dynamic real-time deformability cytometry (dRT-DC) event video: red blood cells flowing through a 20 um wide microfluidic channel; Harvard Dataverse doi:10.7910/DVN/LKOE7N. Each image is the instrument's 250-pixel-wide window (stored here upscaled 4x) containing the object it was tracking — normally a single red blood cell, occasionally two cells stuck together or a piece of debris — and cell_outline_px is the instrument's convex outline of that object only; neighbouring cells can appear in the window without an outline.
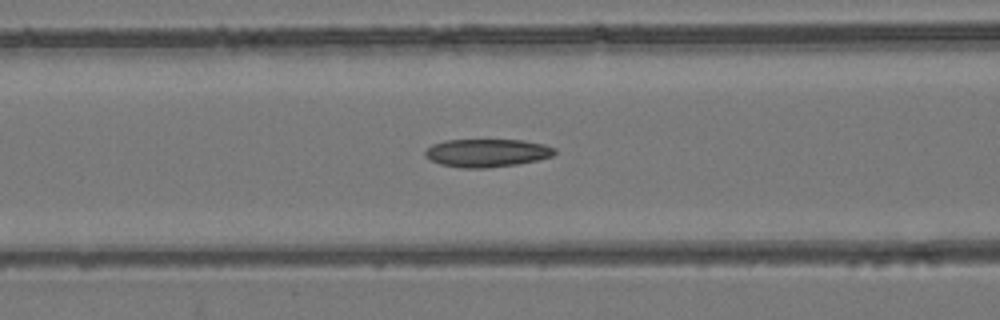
{"species": "common noctule bat (a hibernating species)", "species_latin": "Nyctalus noctula", "temperature_condition": "room temperature", "stored_images_in_passage": 54, "camera_frame_rate_fps": 3000, "um_per_image_px": 0.085, "animal": {"sex": "female", "body_mass_g": 24.6, "forearm_length_mm": 56.2}, "frame": {"image": 1, "passage_image": 23, "time_ms": 7.333, "image_size_px": [1000, 320], "cell_outline_px": [[556, 152], [552, 156], [536, 160], [516, 164], [488, 168], [460, 168], [440, 164], [424, 156], [424, 152], [432, 144], [444, 140], [524, 140], [544, 144], [556, 148]], "centroid_in_image_um": [41.38, 12.99], "position_along_channel_um": 125.2, "area_um2": 21.21}}
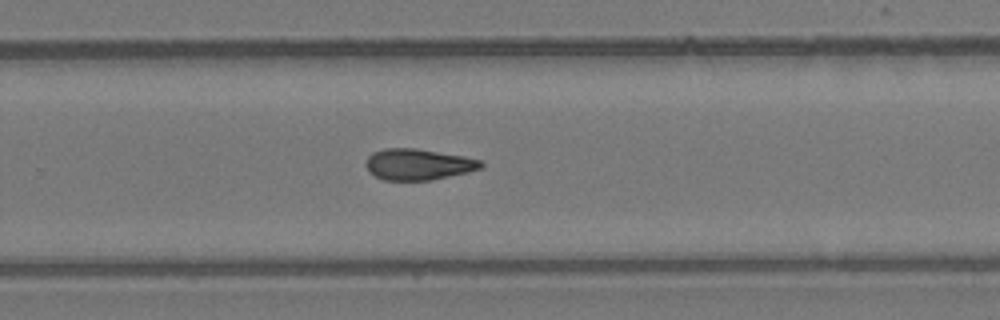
{"frame": {"image": 2, "passage_image": 36, "time_ms": 11.667, "image_size_px": [1000, 320], "cell_outline_px": [[484, 164], [480, 168], [468, 172], [432, 180], [384, 180], [368, 172], [364, 164], [368, 156], [372, 152], [384, 148], [416, 148], [464, 156], [484, 160]], "centroid_in_image_um": [35.53, 13.96], "position_along_channel_um": 294.3, "area_um2": 21.1}}
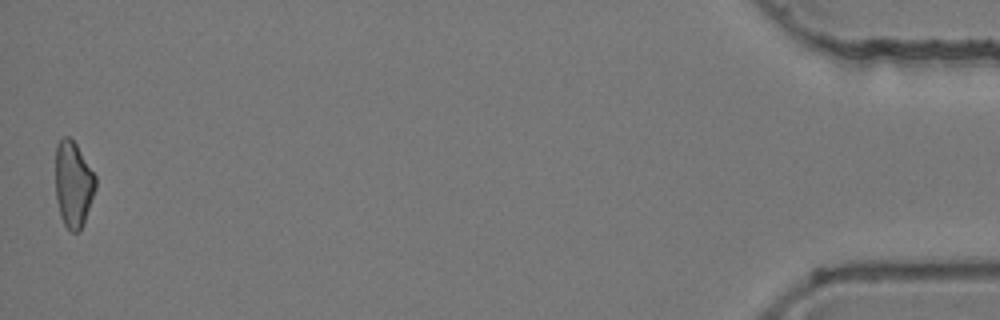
{"frame": {"image": 3, "passage_image": 54, "time_ms": 17.667, "image_size_px": [1000, 320], "cell_outline_px": [[96, 188], [84, 220], [80, 228], [76, 232], [72, 232], [64, 224], [60, 216], [56, 196], [56, 144], [64, 136], [68, 136], [76, 144], [96, 176]], "centroid_in_image_um": [6.22, 15.63], "position_along_channel_um": 429.0, "area_um2": 19.77}, "authors_computed_cell_mechanics": {"area_um2": 21.1548, "velocity_mm_per_s": 3.9097, "shape_relaxation_time_tau1_ms": null, "shape_relaxation_time_tau2_ms": 5.8485, "deformation_change_tau1": null, "deformation_change_tau2": 0.1344}}